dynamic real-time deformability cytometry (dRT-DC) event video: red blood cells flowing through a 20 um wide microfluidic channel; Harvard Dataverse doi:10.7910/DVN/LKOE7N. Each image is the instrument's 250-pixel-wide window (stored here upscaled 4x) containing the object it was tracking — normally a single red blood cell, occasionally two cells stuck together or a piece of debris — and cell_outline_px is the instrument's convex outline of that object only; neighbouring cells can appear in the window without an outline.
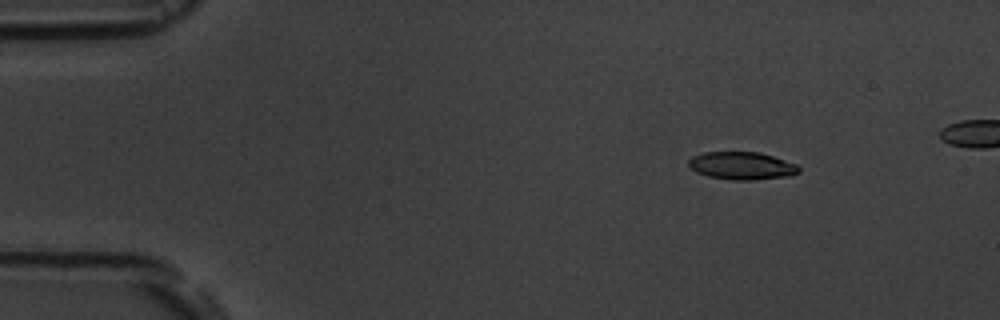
{"species": "common noctule bat (a hibernating species)", "species_latin": "Nyctalus noctula", "temperature_condition": "room temperature", "stored_images_in_passage": 9, "camera_frame_rate_fps": 3000, "um_per_image_px": 0.085, "animal": {"sex": "male", "body_mass_g": 19.5, "forearm_length_mm": 54.6}, "frame": {"image": 1, "passage_image": 1, "time_ms": 0.0, "image_size_px": [1000, 320], "cell_outline_px": [[800, 172], [792, 176], [756, 180], [732, 180], [708, 176], [696, 172], [688, 164], [688, 160], [692, 156], [704, 152], [760, 152], [796, 164], [800, 168]], "centroid_in_image_um": [63.07, 14.09], "position_along_channel_um": 21.9, "area_um2": 17.92}}
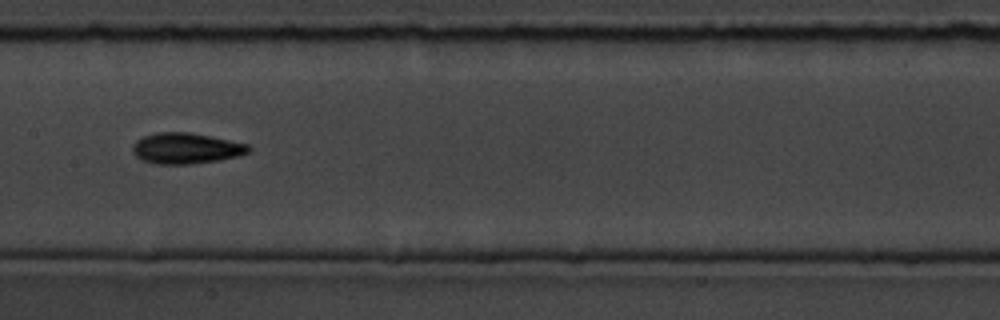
{"frame": {"image": 2, "passage_image": 7, "time_ms": 7.0, "image_size_px": [1000, 320], "cell_outline_px": [[252, 148], [248, 152], [240, 156], [220, 160], [188, 164], [156, 164], [144, 160], [136, 156], [132, 152], [132, 144], [136, 140], [144, 136], [156, 132], [188, 132], [248, 144]], "centroid_in_image_um": [15.8, 12.61], "position_along_channel_um": 191.6, "area_um2": 20.81}}
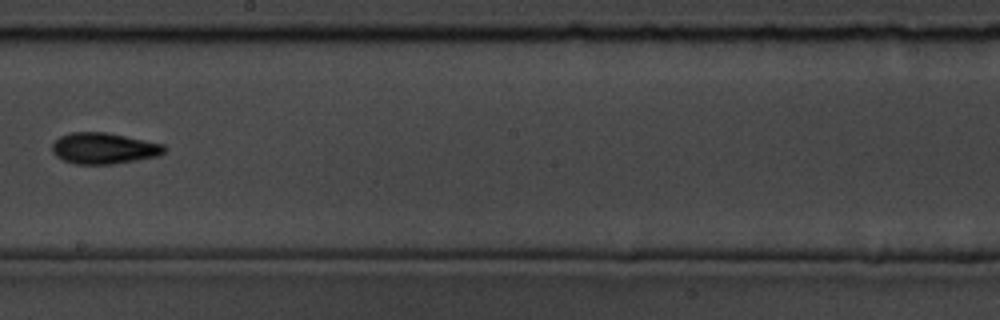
{"frame": {"image": 3, "passage_image": 8, "time_ms": 8.333, "image_size_px": [1000, 320], "cell_outline_px": [[164, 152], [160, 156], [112, 164], [76, 164], [64, 160], [56, 156], [52, 152], [52, 144], [60, 136], [72, 132], [104, 132], [164, 144]], "centroid_in_image_um": [8.81, 12.61], "position_along_channel_um": 239.4, "area_um2": 20.17}}